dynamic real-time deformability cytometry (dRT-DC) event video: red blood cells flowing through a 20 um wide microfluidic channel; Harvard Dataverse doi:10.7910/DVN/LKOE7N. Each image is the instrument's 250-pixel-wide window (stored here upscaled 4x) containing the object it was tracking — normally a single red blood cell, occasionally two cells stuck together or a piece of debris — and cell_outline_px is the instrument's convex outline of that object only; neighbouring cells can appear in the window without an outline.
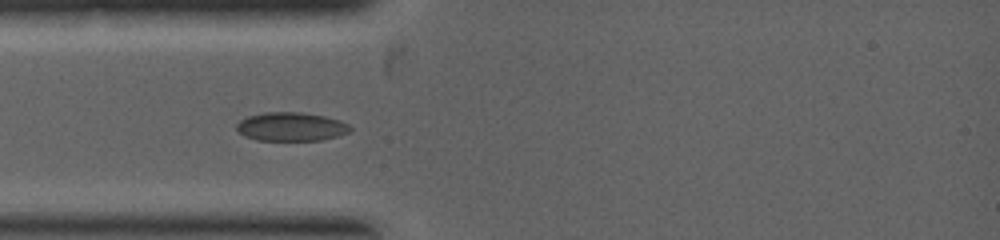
{"species": "common noctule bat (a hibernating species)", "species_latin": "Nyctalus noctula", "temperature_condition": "warm", "stored_images_in_passage": 3, "camera_frame_rate_fps": 5000, "um_per_image_px": 0.085, "animal": {"sex": "female", "body_mass_g": 19.0, "forearm_length_mm": 53.3}, "frame": {"image": 1, "passage_image": 3, "time_ms": 2.2, "image_size_px": [1000, 240], "cell_outline_px": [[352, 128], [348, 132], [336, 136], [320, 140], [256, 140], [244, 136], [236, 128], [236, 124], [240, 120], [248, 116], [264, 112], [300, 112], [324, 116], [340, 120], [348, 124]], "centroid_in_image_um": [24.72, 10.76], "position_along_channel_um": 60.3, "area_um2": 18.9}}